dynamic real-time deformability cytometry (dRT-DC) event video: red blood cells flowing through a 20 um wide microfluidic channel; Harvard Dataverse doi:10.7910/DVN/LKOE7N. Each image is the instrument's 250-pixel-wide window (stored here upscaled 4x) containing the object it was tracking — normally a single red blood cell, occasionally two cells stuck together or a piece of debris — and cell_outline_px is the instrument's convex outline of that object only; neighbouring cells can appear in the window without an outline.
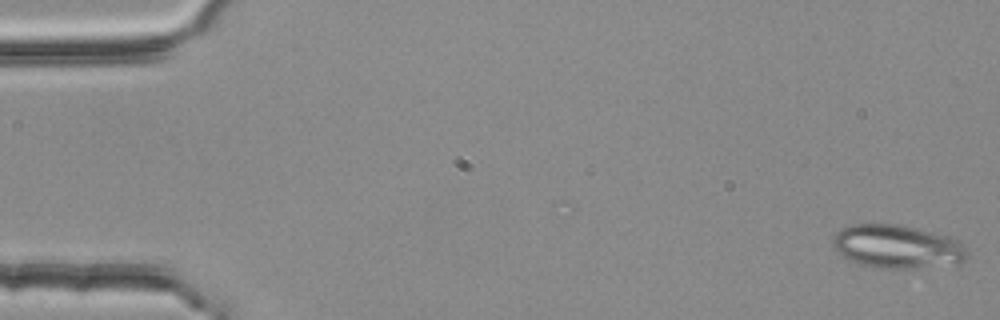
{"species": "common noctule bat (a hibernating species)", "species_latin": "Nyctalus noctula", "temperature_condition": "room temperature", "stored_images_in_passage": 23, "camera_frame_rate_fps": 3000, "um_per_image_px": 0.085, "animal": {"sex": "female", "body_mass_g": 25.1}, "frame": {"image": 1, "passage_image": 1, "time_ms": 0.0, "image_size_px": [1000, 320], "cell_outline_px": [[968, 260], [956, 264], [904, 268], [884, 268], [860, 264], [844, 256], [832, 244], [832, 240], [836, 232], [840, 228], [848, 224], [900, 224], [948, 236], [964, 244], [968, 252]], "centroid_in_image_um": [76.29, 20.94], "position_along_channel_um": 8.7, "area_um2": 33.87}}
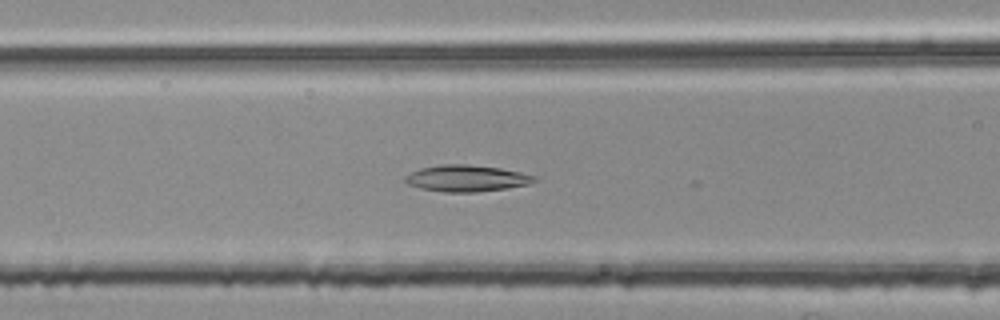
{"frame": {"image": 2, "passage_image": 22, "time_ms": 7.0, "image_size_px": [1000, 320], "cell_outline_px": [[536, 180], [528, 184], [504, 188], [476, 192], [448, 192], [420, 188], [408, 184], [404, 180], [404, 176], [420, 168], [440, 164], [468, 164], [500, 168], [520, 172], [536, 176]], "centroid_in_image_um": [39.62, 15.14], "position_along_channel_um": 127.0, "area_um2": 19.77}}